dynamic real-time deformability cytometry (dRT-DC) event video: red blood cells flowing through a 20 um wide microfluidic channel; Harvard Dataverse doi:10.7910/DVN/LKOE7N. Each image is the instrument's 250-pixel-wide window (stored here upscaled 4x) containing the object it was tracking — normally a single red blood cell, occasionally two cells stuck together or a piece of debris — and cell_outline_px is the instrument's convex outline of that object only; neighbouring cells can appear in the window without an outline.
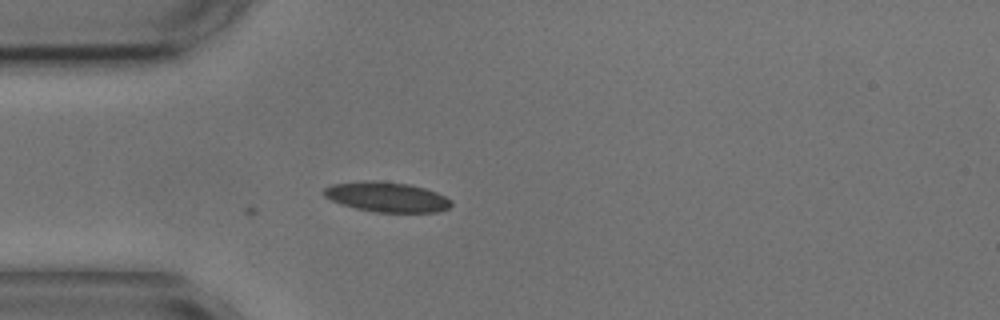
{"species": "common noctule bat (a hibernating species)", "species_latin": "Nyctalus noctula", "temperature_condition": "cold", "stored_images_in_passage": 7, "camera_frame_rate_fps": 3000, "um_per_image_px": 0.085, "animal": {"sex": "male", "body_mass_g": 17.9, "forearm_length_mm": 54.2}, "frame": {"image": 1, "passage_image": 1, "time_ms": 0.0, "image_size_px": [1000, 320], "cell_outline_px": [[452, 204], [448, 208], [440, 212], [376, 212], [356, 208], [332, 200], [324, 196], [320, 192], [324, 188], [332, 184], [364, 180], [380, 180], [408, 184], [424, 188], [436, 192], [452, 200]], "centroid_in_image_um": [32.87, 16.73], "position_along_channel_um": 52.1, "area_um2": 22.31}}